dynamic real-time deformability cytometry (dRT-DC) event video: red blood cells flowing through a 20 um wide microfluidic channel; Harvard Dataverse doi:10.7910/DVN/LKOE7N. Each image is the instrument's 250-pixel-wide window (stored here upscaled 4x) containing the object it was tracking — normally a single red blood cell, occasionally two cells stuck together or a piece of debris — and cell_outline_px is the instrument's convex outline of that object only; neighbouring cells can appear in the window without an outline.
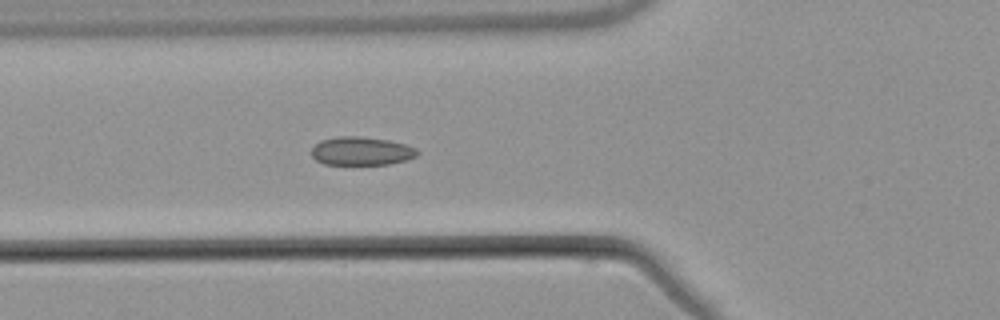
{"species": "common noctule bat (a hibernating species)", "species_latin": "Nyctalus noctula", "temperature_condition": "warm", "stored_images_in_passage": 5, "camera_frame_rate_fps": 3000, "um_per_image_px": 0.085, "animal": {"sex": "male", "body_mass_g": 21.5, "forearm_length_mm": 52.0}, "frame": {"image": 1, "passage_image": 5, "time_ms": 4.667, "image_size_px": [1000, 320], "cell_outline_px": [[420, 152], [416, 156], [408, 160], [388, 164], [324, 164], [316, 160], [312, 156], [312, 148], [320, 140], [340, 136], [360, 136], [388, 140], [404, 144], [416, 148]], "centroid_in_image_um": [30.73, 12.84], "position_along_channel_um": 95.1, "area_um2": 17.51}}